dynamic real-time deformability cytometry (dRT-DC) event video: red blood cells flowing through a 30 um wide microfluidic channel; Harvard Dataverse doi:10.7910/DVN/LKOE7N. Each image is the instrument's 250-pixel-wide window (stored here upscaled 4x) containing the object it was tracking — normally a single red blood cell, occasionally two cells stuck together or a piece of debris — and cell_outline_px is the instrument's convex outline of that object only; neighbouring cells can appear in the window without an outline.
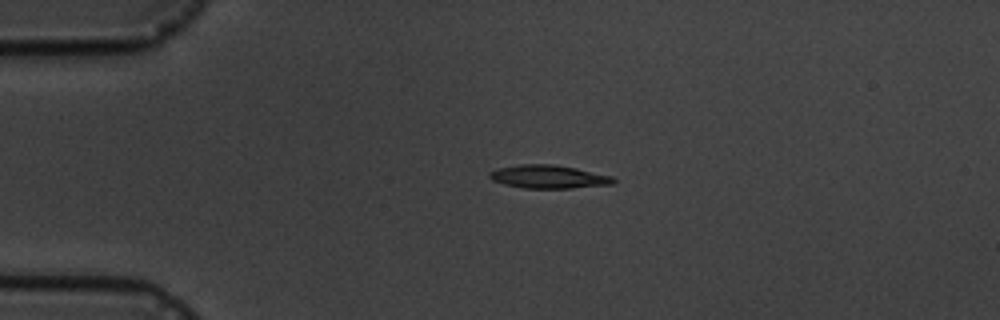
{"species": "common noctule bat (a hibernating species)", "species_latin": "Nyctalus noctula", "temperature_condition": "cold", "stored_images_in_passage": 4, "camera_frame_rate_fps": 3000, "um_per_image_px": 0.085, "animal": {"sex": "male", "body_mass_g": 19.5, "forearm_length_mm": 54.6}, "frame": {"image": 1, "passage_image": 3, "time_ms": 2.0, "image_size_px": [1000, 320], "cell_outline_px": [[616, 180], [612, 184], [572, 188], [524, 188], [504, 184], [492, 180], [488, 176], [488, 172], [496, 168], [520, 164], [552, 164], [576, 168], [612, 176]], "centroid_in_image_um": [46.59, 15.02], "position_along_channel_um": 38.4, "area_um2": 16.82}}